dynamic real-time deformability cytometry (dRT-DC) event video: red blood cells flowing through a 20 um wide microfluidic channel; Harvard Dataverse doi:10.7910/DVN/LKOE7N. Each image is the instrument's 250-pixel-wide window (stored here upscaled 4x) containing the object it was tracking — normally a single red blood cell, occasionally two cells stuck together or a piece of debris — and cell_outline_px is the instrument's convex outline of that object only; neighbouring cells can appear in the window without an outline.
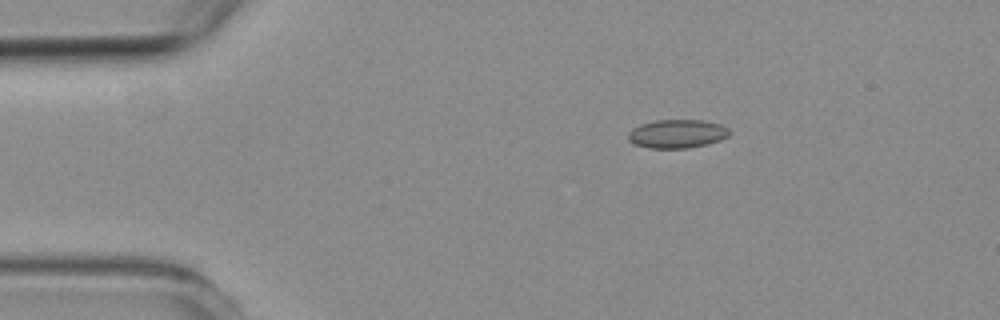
{"species": "common noctule bat (a hibernating species)", "species_latin": "Nyctalus noctula", "temperature_condition": "room temperature", "stored_images_in_passage": 3, "camera_frame_rate_fps": 3000, "um_per_image_px": 0.085, "animal": {"sex": "female", "body_mass_g": 19.3, "forearm_length_mm": 54.1}, "frame": {"image": 1, "passage_image": 2, "time_ms": 1.333, "image_size_px": [1000, 320], "cell_outline_px": [[732, 132], [728, 136], [720, 140], [708, 144], [688, 148], [652, 148], [636, 144], [628, 140], [628, 132], [632, 128], [640, 124], [656, 120], [704, 120], [720, 124], [728, 128]], "centroid_in_image_um": [57.58, 11.36], "position_along_channel_um": 27.4, "area_um2": 16.94}}